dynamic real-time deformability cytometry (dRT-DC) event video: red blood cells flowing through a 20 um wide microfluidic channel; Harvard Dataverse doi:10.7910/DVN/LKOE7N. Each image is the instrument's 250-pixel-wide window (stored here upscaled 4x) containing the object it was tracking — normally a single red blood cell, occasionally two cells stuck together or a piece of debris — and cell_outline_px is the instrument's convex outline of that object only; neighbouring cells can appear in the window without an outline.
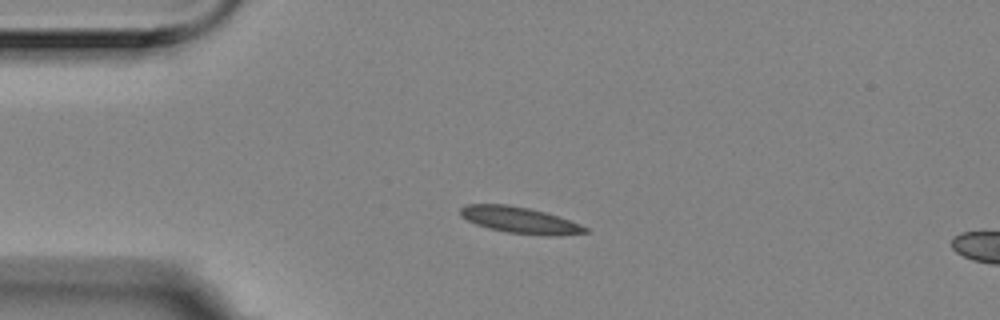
{"species": "Egyptian fruit bat (a non-hibernating species)", "species_latin": "Rousettus aegyptiacus", "temperature_condition": "room temperature", "stored_images_in_passage": 5, "segment_of_instrument_passage": [1, 2], "camera_frame_rate_fps": 3000, "um_per_image_px": 0.085, "animal": {"sex": "female"}, "frame": {"image": 1, "passage_image": 3, "time_ms": 0.667, "image_size_px": [1000, 320], "cell_outline_px": [[588, 232], [560, 236], [544, 236], [508, 232], [488, 228], [476, 224], [460, 216], [460, 208], [464, 204], [508, 204], [528, 208], [544, 212], [580, 224], [588, 228]], "centroid_in_image_um": [44.17, 18.71], "position_along_channel_um": 40.8, "area_um2": 19.13}}